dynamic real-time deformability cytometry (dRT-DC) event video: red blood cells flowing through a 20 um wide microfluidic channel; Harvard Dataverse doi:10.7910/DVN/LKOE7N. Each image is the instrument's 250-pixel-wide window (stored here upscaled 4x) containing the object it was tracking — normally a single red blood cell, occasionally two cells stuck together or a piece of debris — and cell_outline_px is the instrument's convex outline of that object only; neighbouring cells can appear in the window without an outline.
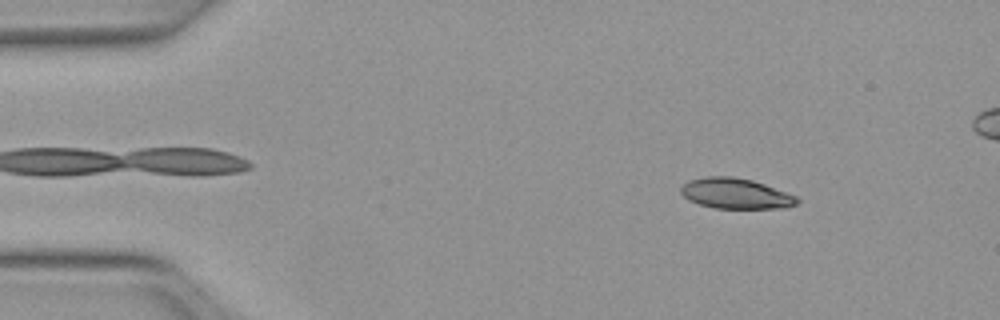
{"species": "Egyptian fruit bat (a non-hibernating species)", "species_latin": "Rousettus aegyptiacus", "temperature_condition": "warm", "stored_images_in_passage": 51, "segment_of_instrument_passage": [1, 2], "camera_frame_rate_fps": 3000, "um_per_image_px": 0.085, "animal": {"sex": "female"}, "frame": {"image": 1, "passage_image": 6, "time_ms": 1.667, "image_size_px": [1000, 320], "cell_outline_px": [[800, 200], [796, 204], [784, 208], [712, 208], [688, 200], [680, 192], [680, 188], [688, 180], [708, 176], [732, 176], [752, 180], [764, 184], [796, 196]], "centroid_in_image_um": [62.51, 16.45], "position_along_channel_um": 22.5, "area_um2": 20.58}}
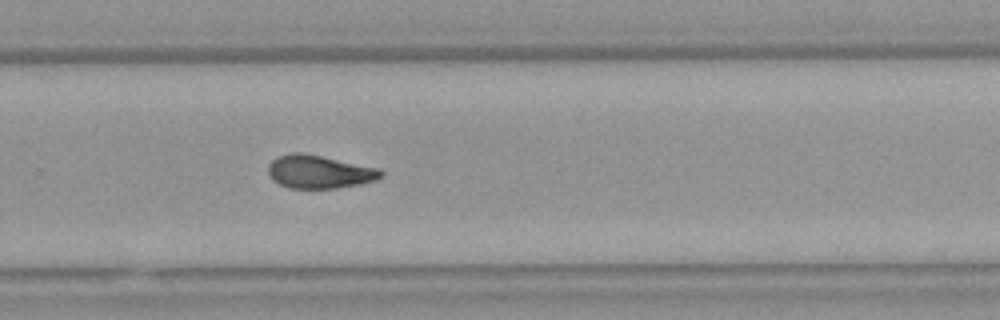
{"frame": {"image": 2, "passage_image": 33, "time_ms": 10.667, "image_size_px": [1000, 320], "cell_outline_px": [[384, 176], [376, 180], [360, 184], [336, 188], [288, 188], [272, 180], [268, 172], [268, 164], [276, 156], [292, 152], [300, 152], [380, 168], [384, 172]], "centroid_in_image_um": [27.14, 14.6], "position_along_channel_um": 302.7, "area_um2": 21.91}}
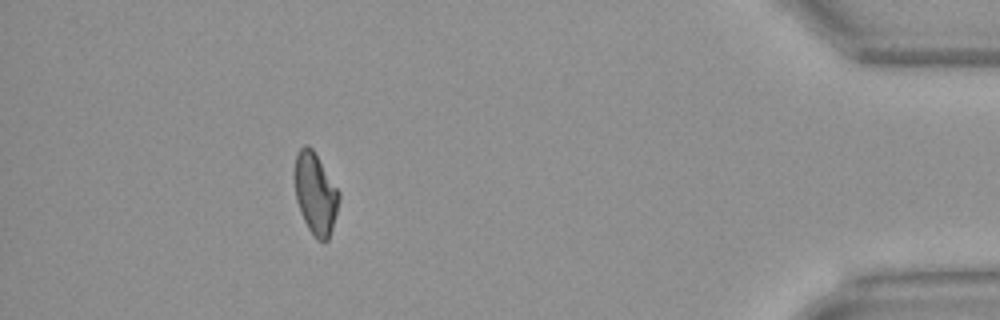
{"frame": {"image": 3, "passage_image": 45, "time_ms": 14.667, "image_size_px": [1000, 320], "cell_outline_px": [[340, 200], [332, 228], [328, 240], [324, 244], [316, 240], [308, 228], [300, 212], [296, 200], [292, 176], [292, 172], [296, 152], [304, 144], [308, 144], [312, 148], [340, 192]], "centroid_in_image_um": [26.77, 16.44], "position_along_channel_um": 408.4, "area_um2": 21.73}}